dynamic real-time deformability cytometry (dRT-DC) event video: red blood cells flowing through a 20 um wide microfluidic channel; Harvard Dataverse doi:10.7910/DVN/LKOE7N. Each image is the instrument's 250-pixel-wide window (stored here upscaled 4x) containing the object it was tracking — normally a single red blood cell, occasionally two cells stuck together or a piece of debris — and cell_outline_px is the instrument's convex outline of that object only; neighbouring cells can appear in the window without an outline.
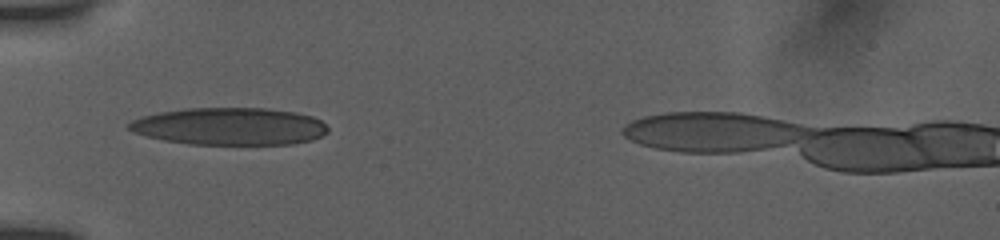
{"species": "human", "species_latin": "Homo sapiens", "temperature_condition": "room temperature", "stored_images_in_passage": 12, "camera_frame_rate_fps": 3000, "um_per_image_px": 0.085, "donor": {"sex": "female"}, "frame": {"image": 1, "passage_image": 1, "time_ms": 0.0, "image_size_px": [1000, 240], "cell_outline_px": [[328, 132], [312, 140], [292, 144], [188, 144], [164, 140], [148, 136], [136, 132], [128, 128], [128, 124], [132, 120], [140, 116], [160, 112], [184, 108], [268, 108], [296, 112], [312, 116], [320, 120], [328, 128]], "centroid_in_image_um": [19.54, 10.73], "position_along_channel_um": 65.5, "area_um2": 43.29}}
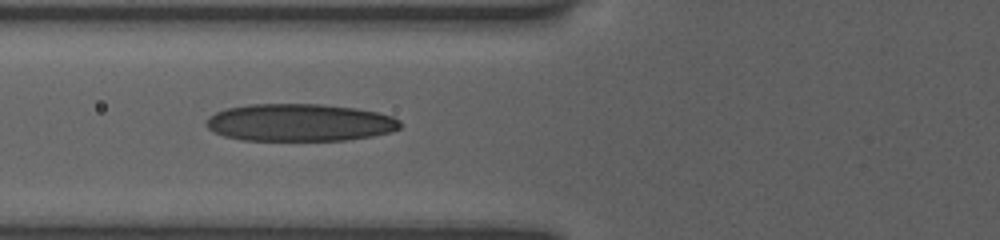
{"frame": {"image": 2, "passage_image": 6, "time_ms": 1.0, "image_size_px": [1000, 240], "cell_outline_px": [[400, 128], [388, 132], [372, 136], [348, 140], [240, 140], [224, 136], [208, 128], [204, 124], [208, 116], [216, 112], [228, 108], [248, 104], [324, 104], [356, 108], [376, 112], [392, 116], [400, 120]], "centroid_in_image_um": [25.45, 10.41], "position_along_channel_um": 100.4, "area_um2": 42.37}}
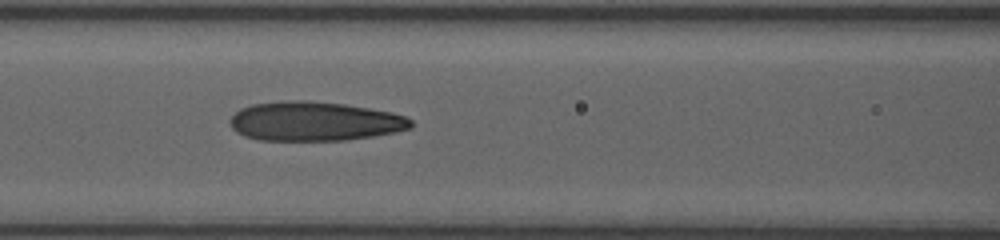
{"frame": {"image": 3, "passage_image": 11, "time_ms": 2.0, "image_size_px": [1000, 240], "cell_outline_px": [[412, 128], [396, 132], [372, 136], [344, 140], [260, 140], [244, 136], [236, 132], [232, 128], [232, 116], [240, 108], [252, 104], [284, 100], [304, 100], [344, 104], [392, 112], [404, 116], [412, 120]], "centroid_in_image_um": [26.74, 10.31], "position_along_channel_um": 139.9, "area_um2": 41.27}}